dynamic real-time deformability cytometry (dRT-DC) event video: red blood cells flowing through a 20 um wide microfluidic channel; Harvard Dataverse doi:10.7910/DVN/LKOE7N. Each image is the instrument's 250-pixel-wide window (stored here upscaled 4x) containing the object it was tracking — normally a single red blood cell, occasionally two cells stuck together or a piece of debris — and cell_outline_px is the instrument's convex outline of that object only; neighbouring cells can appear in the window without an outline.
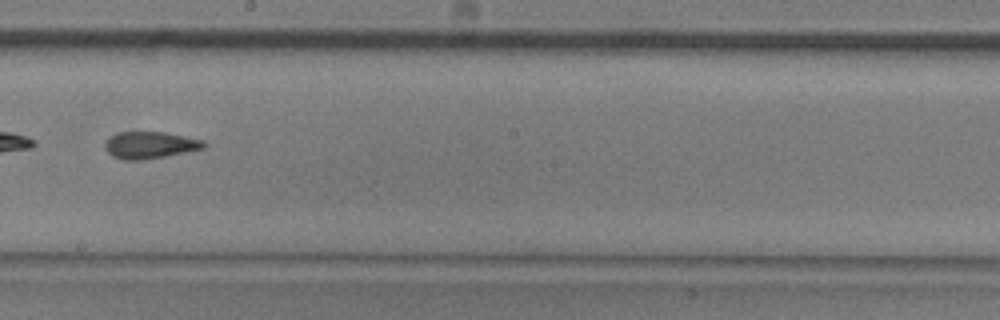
{"species": "common noctule bat (a hibernating species)", "species_latin": "Nyctalus noctula", "temperature_condition": "room temperature", "stored_images_in_passage": 52, "segment_of_instrument_passage": [2, 2], "camera_frame_rate_fps": 3000, "um_per_image_px": 0.085, "animal": {"sex": "male", "body_mass_g": 20.5, "forearm_length_mm": 52.5}, "frame": {"image": 1, "passage_image": 29, "time_ms": 9.333, "image_size_px": [1000, 320], "cell_outline_px": [[208, 144], [204, 148], [144, 160], [124, 160], [112, 156], [104, 148], [104, 144], [116, 132], [164, 132], [204, 140]], "centroid_in_image_um": [12.75, 12.33], "position_along_channel_um": 235.5, "area_um2": 15.43}}
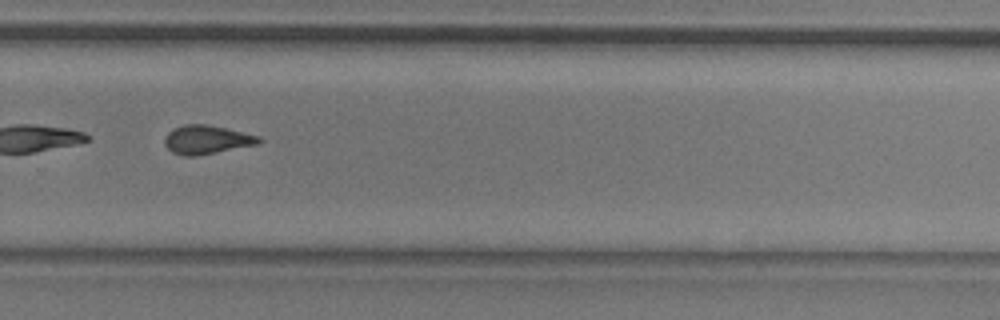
{"frame": {"image": 2, "passage_image": 35, "time_ms": 11.333, "image_size_px": [1000, 320], "cell_outline_px": [[264, 140], [260, 144], [192, 156], [184, 156], [172, 152], [164, 144], [164, 140], [168, 132], [184, 124], [204, 124], [224, 128], [260, 136]], "centroid_in_image_um": [17.59, 11.87], "position_along_channel_um": 312.2, "area_um2": 15.55}}
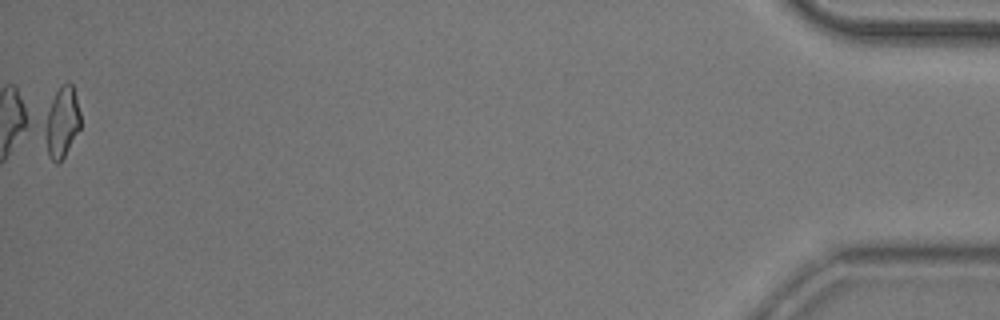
{"frame": {"image": 3, "passage_image": 52, "time_ms": 17.0, "image_size_px": [1000, 320], "cell_outline_px": [[80, 128], [64, 156], [56, 164], [48, 156], [40, 128], [52, 100], [56, 92], [68, 80], [72, 84], [76, 96], [80, 112]], "centroid_in_image_um": [5.2, 10.42], "position_along_channel_um": 430.0, "area_um2": 15.03}}